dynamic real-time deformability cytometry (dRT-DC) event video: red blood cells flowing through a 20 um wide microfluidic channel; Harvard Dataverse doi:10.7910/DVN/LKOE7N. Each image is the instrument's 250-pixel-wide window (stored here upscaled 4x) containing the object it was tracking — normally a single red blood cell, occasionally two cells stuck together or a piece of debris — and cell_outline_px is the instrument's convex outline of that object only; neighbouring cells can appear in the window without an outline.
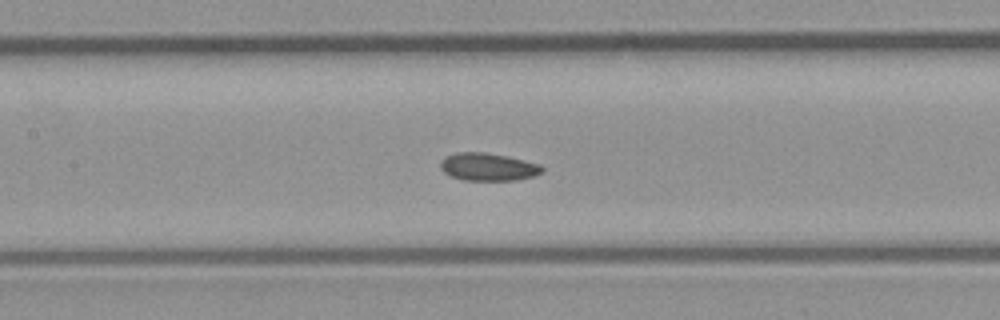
{"species": "common noctule bat (a hibernating species)", "species_latin": "Nyctalus noctula", "temperature_condition": "room temperature", "stored_images_in_passage": 7, "camera_frame_rate_fps": 3000, "um_per_image_px": 0.085, "animal": {"sex": "male", "body_mass_g": 23.1, "forearm_length_mm": 52.7}, "frame": {"image": 1, "passage_image": 7, "time_ms": 2.0, "image_size_px": [1000, 320], "cell_outline_px": [[544, 172], [536, 176], [516, 180], [464, 180], [452, 176], [444, 172], [440, 168], [440, 160], [448, 156], [460, 152], [484, 152], [508, 156], [540, 164], [544, 168]], "centroid_in_image_um": [41.54, 14.19], "position_along_channel_um": 165.9, "area_um2": 16.47}}